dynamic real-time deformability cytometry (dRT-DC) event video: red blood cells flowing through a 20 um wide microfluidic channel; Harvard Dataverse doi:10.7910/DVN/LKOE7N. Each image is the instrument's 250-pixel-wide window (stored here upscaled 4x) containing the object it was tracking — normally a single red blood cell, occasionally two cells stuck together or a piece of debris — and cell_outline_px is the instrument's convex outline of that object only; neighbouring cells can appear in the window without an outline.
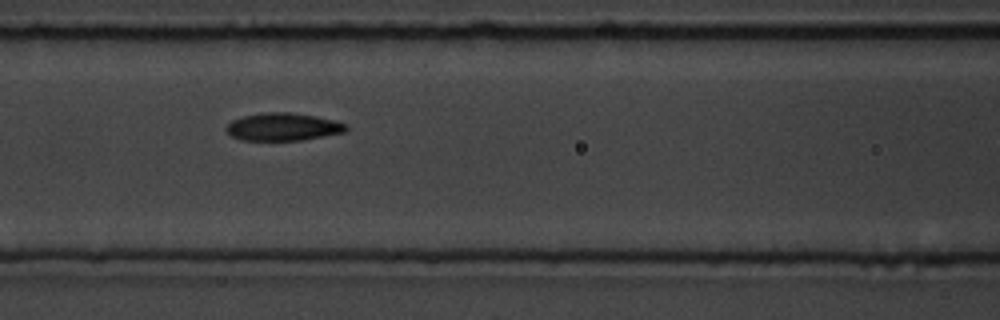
{"species": "common noctule bat (a hibernating species)", "species_latin": "Nyctalus noctula", "temperature_condition": "room temperature", "stored_images_in_passage": 5, "segment_of_instrument_passage": [1, 2], "camera_frame_rate_fps": 3000, "um_per_image_px": 0.085, "animal": {"sex": "male", "body_mass_g": 19.5, "forearm_length_mm": 54.6}, "frame": {"image": 1, "passage_image": 3, "time_ms": 0.667, "image_size_px": [1000, 320], "cell_outline_px": [[348, 128], [344, 132], [324, 136], [300, 140], [240, 140], [232, 136], [224, 128], [232, 120], [244, 116], [264, 112], [292, 112], [316, 116], [348, 124]], "centroid_in_image_um": [24.05, 10.77], "position_along_channel_um": 142.5, "area_um2": 19.31}}
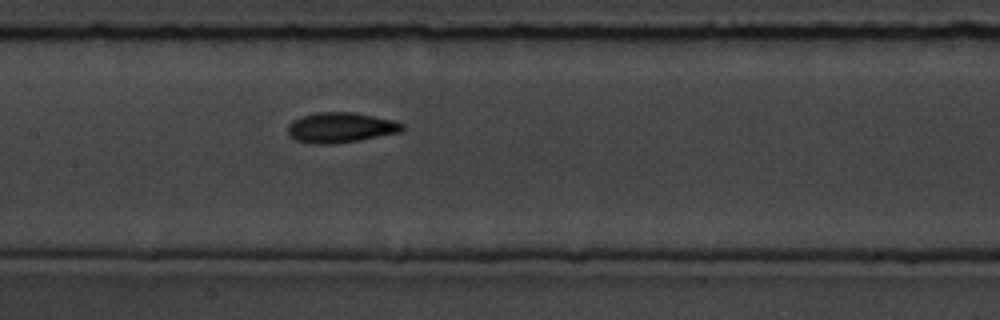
{"frame": {"image": 2, "passage_image": 4, "time_ms": 1.0, "image_size_px": [1000, 320], "cell_outline_px": [[404, 128], [400, 132], [356, 140], [332, 144], [312, 144], [296, 140], [288, 136], [288, 124], [292, 120], [300, 116], [320, 112], [356, 112], [392, 120], [404, 124]], "centroid_in_image_um": [28.9, 10.83], "position_along_channel_um": 178.5, "area_um2": 20.11}}